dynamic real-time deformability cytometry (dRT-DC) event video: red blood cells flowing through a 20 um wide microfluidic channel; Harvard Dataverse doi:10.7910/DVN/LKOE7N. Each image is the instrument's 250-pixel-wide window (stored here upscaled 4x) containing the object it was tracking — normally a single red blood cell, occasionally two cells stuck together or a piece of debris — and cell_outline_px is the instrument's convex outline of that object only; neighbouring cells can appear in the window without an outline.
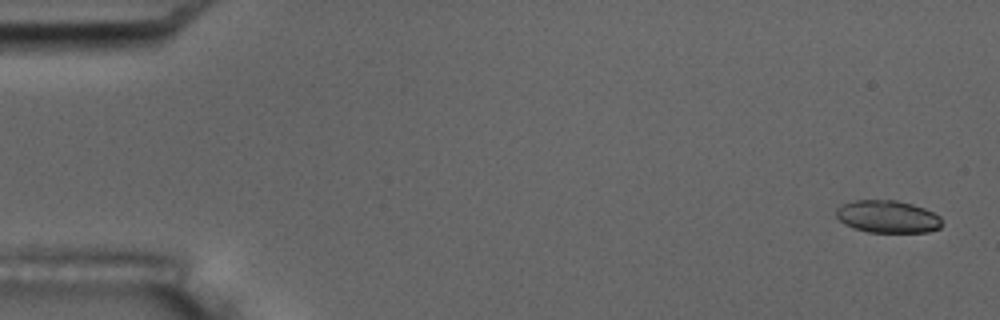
{"species": "common noctule bat (a hibernating species)", "species_latin": "Nyctalus noctula", "temperature_condition": "room temperature", "stored_images_in_passage": 8, "camera_frame_rate_fps": 3000, "um_per_image_px": 0.085, "animal": {"sex": "male", "body_mass_g": 17.5, "forearm_length_mm": 52.3}, "frame": {"image": 1, "passage_image": 1, "time_ms": 0.0, "image_size_px": [1000, 320], "cell_outline_px": [[940, 228], [928, 232], [868, 232], [852, 228], [844, 224], [836, 216], [836, 208], [844, 204], [856, 200], [896, 200], [912, 204], [924, 208], [940, 216]], "centroid_in_image_um": [75.43, 18.42], "position_along_channel_um": 9.6, "area_um2": 19.94}}